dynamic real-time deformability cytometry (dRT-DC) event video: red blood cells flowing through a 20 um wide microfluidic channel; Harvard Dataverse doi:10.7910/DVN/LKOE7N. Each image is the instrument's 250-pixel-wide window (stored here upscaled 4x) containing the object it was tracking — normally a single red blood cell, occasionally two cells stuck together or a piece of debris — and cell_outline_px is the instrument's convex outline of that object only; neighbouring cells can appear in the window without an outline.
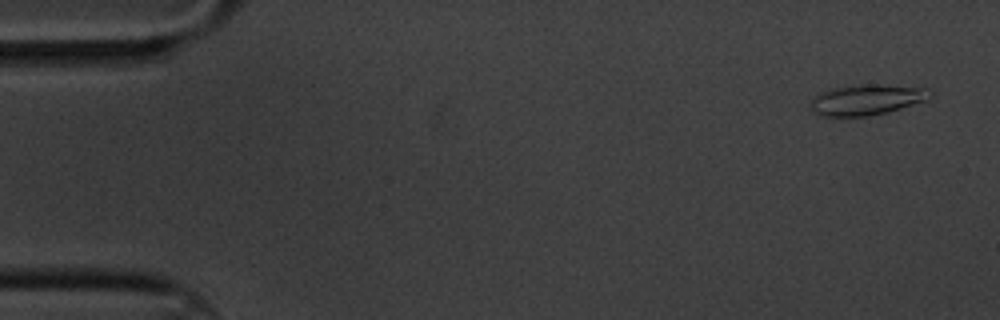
{"species": "common noctule bat (a hibernating species)", "species_latin": "Nyctalus noctula", "temperature_condition": "cold", "stored_images_in_passage": 5, "camera_frame_rate_fps": 3000, "um_per_image_px": 0.085, "animal": {"sex": "male", "body_mass_g": 20.1, "forearm_length_mm": 53.5}, "frame": {"image": 1, "passage_image": 1, "time_ms": 0.0, "image_size_px": [1000, 320], "cell_outline_px": [[932, 92], [928, 100], [888, 112], [868, 116], [820, 116], [812, 112], [808, 104], [820, 92], [832, 88], [852, 84], [880, 84], [924, 88]], "centroid_in_image_um": [73.62, 8.47], "position_along_channel_um": 11.4, "area_um2": 21.56}}
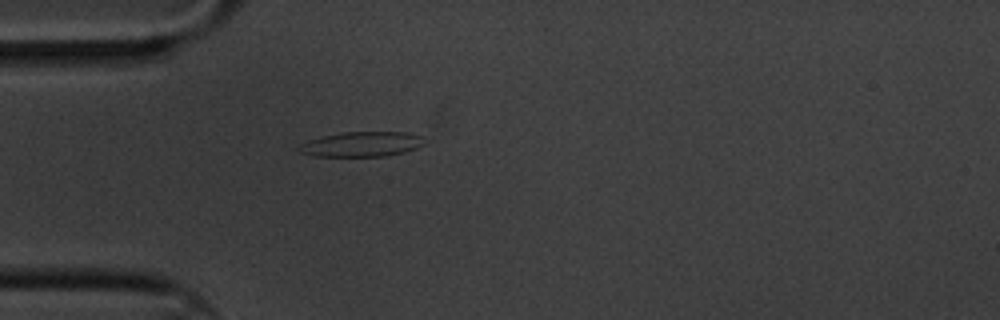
{"frame": {"image": 2, "passage_image": 5, "time_ms": 1.333, "image_size_px": [1000, 320], "cell_outline_px": [[428, 140], [424, 144], [416, 148], [388, 156], [312, 156], [300, 152], [296, 148], [300, 144], [308, 140], [324, 136], [344, 132], [408, 132], [424, 136]], "centroid_in_image_um": [30.78, 12.25], "position_along_channel_um": 54.2, "area_um2": 18.38}}